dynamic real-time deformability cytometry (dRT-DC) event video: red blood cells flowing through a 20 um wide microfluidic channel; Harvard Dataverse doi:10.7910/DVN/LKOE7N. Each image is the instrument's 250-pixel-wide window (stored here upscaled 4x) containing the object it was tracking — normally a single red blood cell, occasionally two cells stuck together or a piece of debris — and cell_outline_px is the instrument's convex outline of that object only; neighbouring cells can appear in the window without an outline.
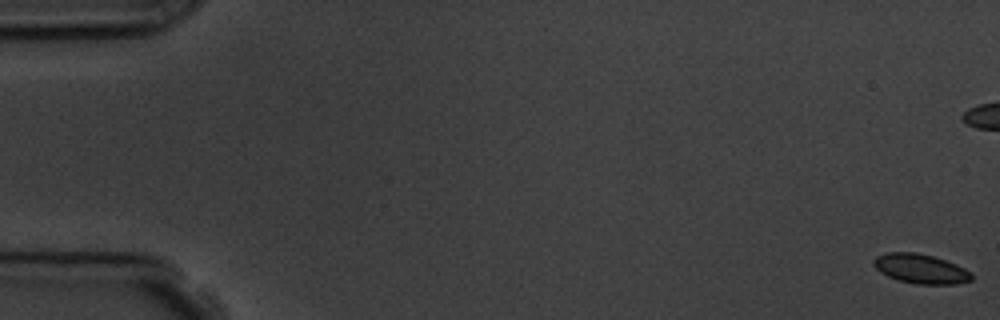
{"species": "common noctule bat (a hibernating species)", "species_latin": "Nyctalus noctula", "temperature_condition": "room temperature", "stored_images_in_passage": 5, "camera_frame_rate_fps": 3000, "um_per_image_px": 0.085, "animal": {"sex": "male", "body_mass_g": 19.5, "forearm_length_mm": 54.6}, "frame": {"image": 1, "passage_image": 1, "time_ms": 0.0, "image_size_px": [1000, 320], "cell_outline_px": [[972, 280], [956, 284], [916, 284], [900, 280], [888, 276], [880, 272], [872, 264], [872, 260], [876, 256], [888, 252], [916, 252], [932, 256], [956, 264], [972, 272]], "centroid_in_image_um": [78.25, 22.84], "position_along_channel_um": 6.8, "area_um2": 16.82}}